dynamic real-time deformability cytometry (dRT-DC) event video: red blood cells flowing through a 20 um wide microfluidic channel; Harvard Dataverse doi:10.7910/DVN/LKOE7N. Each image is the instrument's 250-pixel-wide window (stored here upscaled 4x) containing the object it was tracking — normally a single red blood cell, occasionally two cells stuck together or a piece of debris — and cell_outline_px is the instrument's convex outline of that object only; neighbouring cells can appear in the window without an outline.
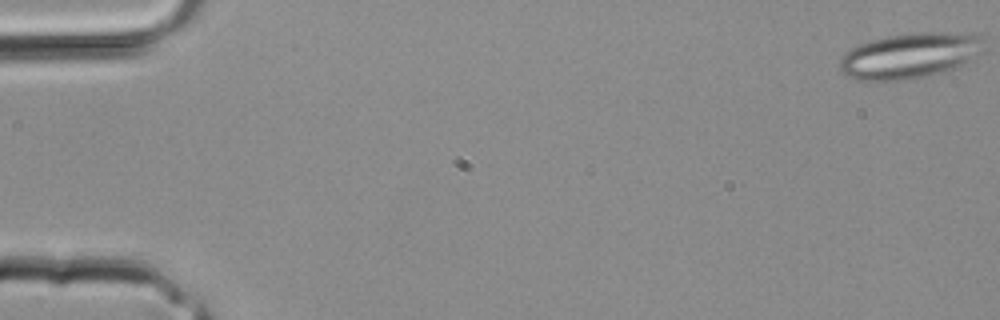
{"species": "common noctule bat (a hibernating species)", "species_latin": "Nyctalus noctula", "temperature_condition": "room temperature", "stored_images_in_passage": 35, "camera_frame_rate_fps": 3000, "um_per_image_px": 0.085, "animal": {"sex": "male", "body_mass_g": 20.4}, "frame": {"image": 1, "passage_image": 1, "time_ms": 0.0, "image_size_px": [1000, 320], "cell_outline_px": [[984, 52], [960, 68], [928, 76], [900, 80], [860, 80], [848, 76], [840, 68], [840, 60], [852, 48], [860, 44], [872, 40], [888, 36], [920, 32], [980, 32], [984, 36]], "centroid_in_image_um": [77.52, 4.71], "position_along_channel_um": 7.5, "area_um2": 38.78}}
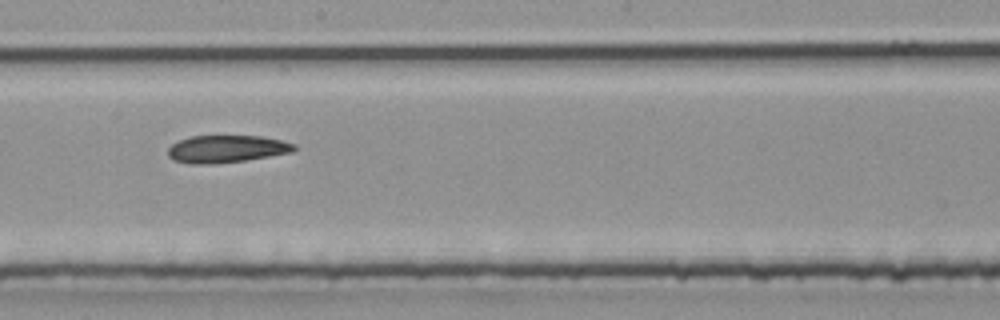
{"frame": {"image": 2, "passage_image": 20, "time_ms": 6.333, "image_size_px": [1000, 320], "cell_outline_px": [[296, 148], [292, 152], [244, 160], [208, 164], [188, 164], [172, 160], [168, 156], [168, 148], [176, 140], [192, 136], [260, 136], [280, 140], [296, 144]], "centroid_in_image_um": [19.19, 12.66], "position_along_channel_um": 229.0, "area_um2": 20.11}}
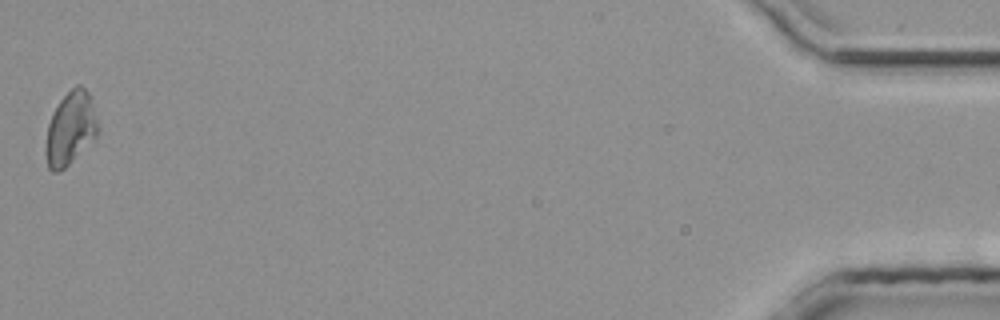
{"frame": {"image": 3, "passage_image": 35, "time_ms": 11.333, "image_size_px": [1000, 320], "cell_outline_px": [[100, 128], [96, 136], [60, 172], [52, 172], [48, 168], [44, 152], [44, 148], [48, 124], [52, 112], [60, 100], [76, 84], [80, 84], [88, 92]], "centroid_in_image_um": [5.95, 10.93], "position_along_channel_um": 429.2, "area_um2": 22.2}}